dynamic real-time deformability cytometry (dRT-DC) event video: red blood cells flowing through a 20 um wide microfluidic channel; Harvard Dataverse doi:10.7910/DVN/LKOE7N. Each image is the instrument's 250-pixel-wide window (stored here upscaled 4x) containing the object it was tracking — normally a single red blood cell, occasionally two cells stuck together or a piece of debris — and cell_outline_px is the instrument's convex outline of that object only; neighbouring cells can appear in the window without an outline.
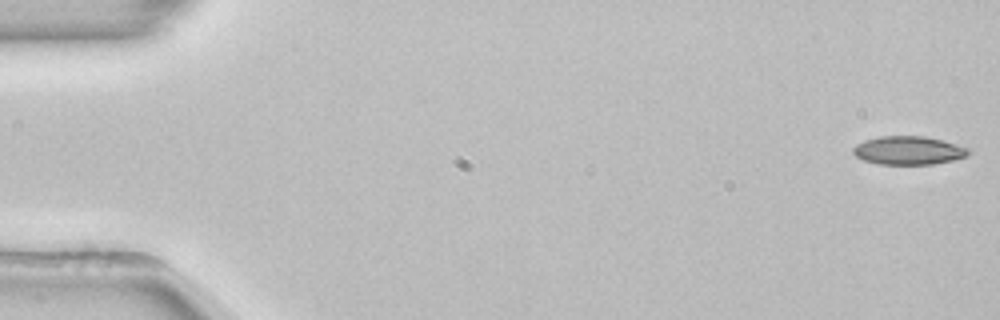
{"species": "common noctule bat (a hibernating species)", "species_latin": "Nyctalus noctula", "temperature_condition": "room temperature", "stored_images_in_passage": 53, "camera_frame_rate_fps": 3000, "um_per_image_px": 0.085, "animal": {"sex": "female", "body_mass_g": 22.7, "forearm_length_mm": 54.2}, "frame": {"image": 1, "passage_image": 1, "time_ms": 0.0, "image_size_px": [1000, 320], "cell_outline_px": [[968, 156], [952, 160], [932, 164], [876, 164], [864, 160], [856, 156], [852, 152], [852, 148], [856, 144], [864, 140], [880, 136], [924, 136], [940, 140], [968, 148]], "centroid_in_image_um": [77.16, 12.79], "position_along_channel_um": 7.8, "area_um2": 18.96}}
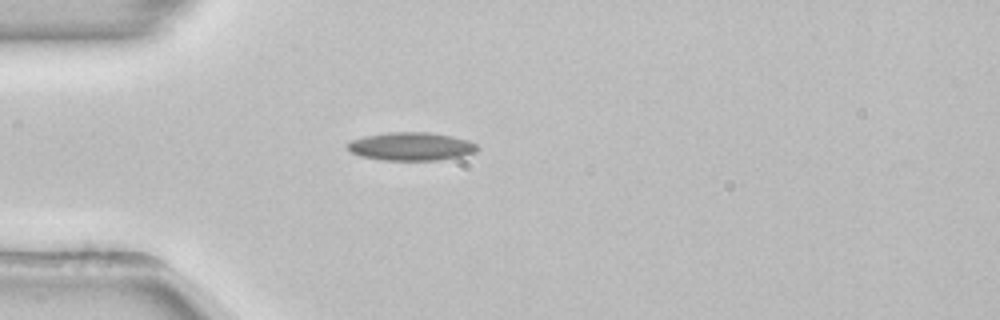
{"frame": {"image": 2, "passage_image": 15, "time_ms": 4.667, "image_size_px": [1000, 320], "cell_outline_px": [[480, 148], [476, 152], [464, 156], [440, 160], [380, 160], [360, 156], [352, 152], [348, 148], [348, 144], [352, 140], [364, 136], [388, 132], [428, 132], [452, 136], [468, 140], [476, 144]], "centroid_in_image_um": [34.99, 12.45], "position_along_channel_um": 50.0, "area_um2": 21.44}}
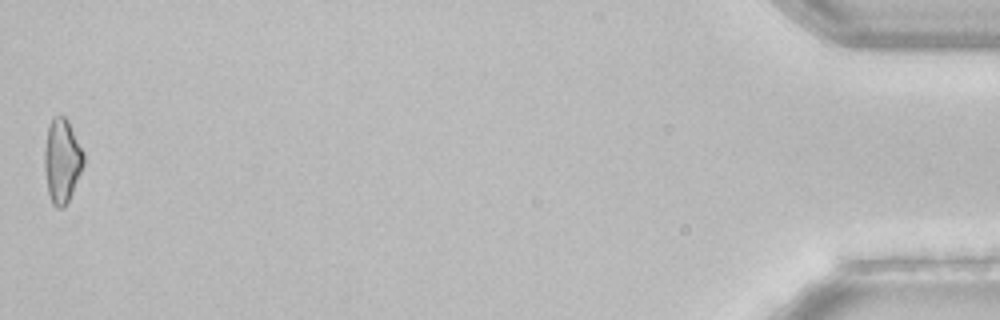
{"frame": {"image": 3, "passage_image": 53, "time_ms": 17.333, "image_size_px": [1000, 320], "cell_outline_px": [[84, 164], [72, 192], [64, 208], [56, 208], [52, 204], [48, 192], [44, 168], [44, 148], [48, 124], [52, 116], [64, 116], [68, 120], [84, 152]], "centroid_in_image_um": [5.25, 13.64], "position_along_channel_um": 429.9, "area_um2": 19.31}}